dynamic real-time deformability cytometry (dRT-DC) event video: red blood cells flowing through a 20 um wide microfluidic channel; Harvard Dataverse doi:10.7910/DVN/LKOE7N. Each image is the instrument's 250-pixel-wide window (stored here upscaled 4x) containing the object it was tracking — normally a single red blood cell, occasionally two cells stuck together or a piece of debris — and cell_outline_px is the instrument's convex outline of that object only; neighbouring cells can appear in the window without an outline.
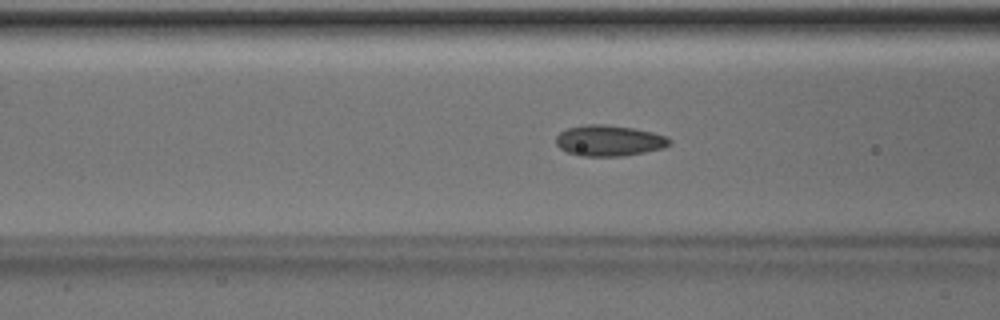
{"species": "Egyptian fruit bat (a non-hibernating species)", "species_latin": "Rousettus aegyptiacus", "temperature_condition": "room temperature", "stored_images_in_passage": 37, "camera_frame_rate_fps": 3000, "um_per_image_px": 0.085, "animal": {"sex": "male"}, "frame": {"image": 1, "passage_image": 6, "time_ms": 1.667, "image_size_px": [1000, 320], "cell_outline_px": [[672, 144], [664, 148], [624, 156], [580, 156], [568, 152], [560, 148], [556, 144], [556, 136], [560, 132], [568, 128], [588, 124], [604, 124], [636, 128], [668, 136], [672, 140]], "centroid_in_image_um": [51.82, 11.95], "position_along_channel_um": 114.8, "area_um2": 20.63}}
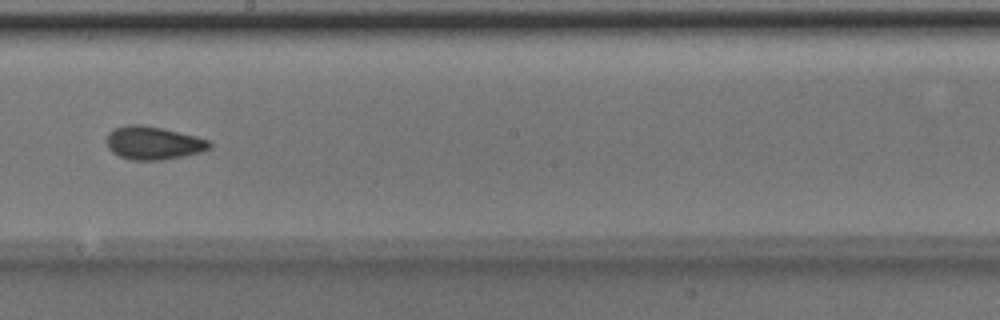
{"frame": {"image": 2, "passage_image": 15, "time_ms": 4.667, "image_size_px": [1000, 320], "cell_outline_px": [[212, 148], [200, 152], [184, 156], [164, 160], [132, 160], [120, 156], [112, 152], [108, 148], [108, 132], [116, 128], [128, 124], [140, 124], [164, 128], [196, 136], [208, 140], [212, 144]], "centroid_in_image_um": [13.06, 12.15], "position_along_channel_um": 235.1, "area_um2": 19.94}}
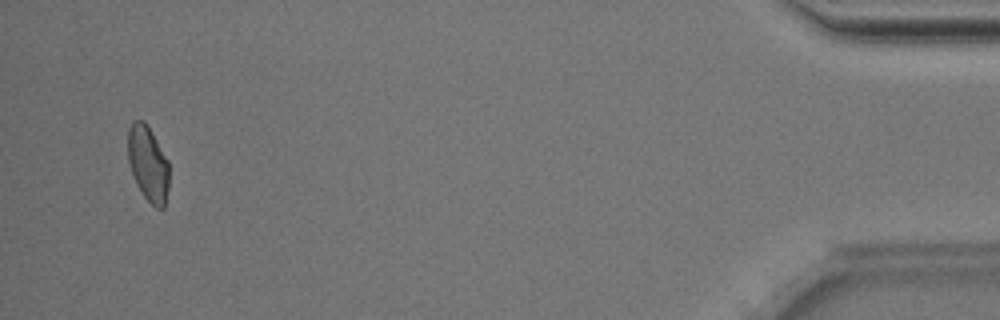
{"frame": {"image": 3, "passage_image": 35, "time_ms": 11.333, "image_size_px": [1000, 320], "cell_outline_px": [[168, 188], [164, 208], [156, 208], [144, 196], [136, 184], [128, 160], [128, 128], [132, 120], [144, 120], [152, 132], [168, 160]], "centroid_in_image_um": [12.57, 13.88], "position_along_channel_um": 422.6, "area_um2": 18.03}, "authors_computed_cell_mechanics": {"area_um2": 19.1318, "velocity_mm_per_s": 4.0143, "shape_relaxation_time_tau1_ms": 4.2798, "shape_relaxation_time_tau2_ms": 2.0804, "deformation_change_tau1": 0.1007, "deformation_change_tau2": 0.0736}}